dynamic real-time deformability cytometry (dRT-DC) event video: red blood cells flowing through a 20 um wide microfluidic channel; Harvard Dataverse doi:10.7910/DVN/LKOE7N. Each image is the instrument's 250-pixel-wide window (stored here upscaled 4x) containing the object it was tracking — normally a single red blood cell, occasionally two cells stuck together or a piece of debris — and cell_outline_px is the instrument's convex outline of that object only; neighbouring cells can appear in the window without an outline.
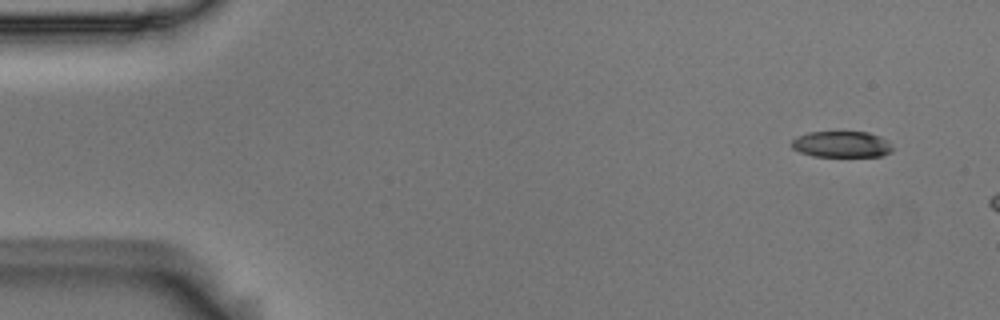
{"species": "Egyptian fruit bat (a non-hibernating species)", "species_latin": "Rousettus aegyptiacus", "temperature_condition": "room temperature", "stored_images_in_passage": 3, "camera_frame_rate_fps": 3000, "um_per_image_px": 0.085, "animal": {"sex": "male"}, "frame": {"image": 1, "passage_image": 1, "time_ms": 0.0, "image_size_px": [1000, 320], "cell_outline_px": [[892, 152], [880, 156], [812, 156], [800, 152], [792, 148], [792, 140], [796, 136], [808, 132], [868, 132], [880, 136], [892, 148]], "centroid_in_image_um": [71.49, 12.26], "position_along_channel_um": 13.5, "area_um2": 15.26}}